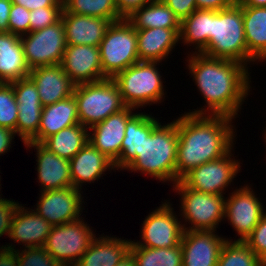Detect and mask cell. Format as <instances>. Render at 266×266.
Masks as SVG:
<instances>
[{
	"label": "cell",
	"mask_w": 266,
	"mask_h": 266,
	"mask_svg": "<svg viewBox=\"0 0 266 266\" xmlns=\"http://www.w3.org/2000/svg\"><path fill=\"white\" fill-rule=\"evenodd\" d=\"M19 202L0 196V237H9L11 220Z\"/></svg>",
	"instance_id": "b9f144b4"
},
{
	"label": "cell",
	"mask_w": 266,
	"mask_h": 266,
	"mask_svg": "<svg viewBox=\"0 0 266 266\" xmlns=\"http://www.w3.org/2000/svg\"><path fill=\"white\" fill-rule=\"evenodd\" d=\"M29 73L20 36L0 30V83L17 81Z\"/></svg>",
	"instance_id": "484cf974"
},
{
	"label": "cell",
	"mask_w": 266,
	"mask_h": 266,
	"mask_svg": "<svg viewBox=\"0 0 266 266\" xmlns=\"http://www.w3.org/2000/svg\"><path fill=\"white\" fill-rule=\"evenodd\" d=\"M136 113L127 121L125 137L121 144V154L114 163L115 169H124L139 154L144 139L148 138L151 132L161 123L158 118L145 112Z\"/></svg>",
	"instance_id": "cb8c5ba5"
},
{
	"label": "cell",
	"mask_w": 266,
	"mask_h": 266,
	"mask_svg": "<svg viewBox=\"0 0 266 266\" xmlns=\"http://www.w3.org/2000/svg\"><path fill=\"white\" fill-rule=\"evenodd\" d=\"M218 231L184 230L181 238L183 266H216L226 240Z\"/></svg>",
	"instance_id": "9a60e30c"
},
{
	"label": "cell",
	"mask_w": 266,
	"mask_h": 266,
	"mask_svg": "<svg viewBox=\"0 0 266 266\" xmlns=\"http://www.w3.org/2000/svg\"><path fill=\"white\" fill-rule=\"evenodd\" d=\"M158 65L160 62L139 61L112 78L126 106L138 111L164 101L167 93Z\"/></svg>",
	"instance_id": "5b68a950"
},
{
	"label": "cell",
	"mask_w": 266,
	"mask_h": 266,
	"mask_svg": "<svg viewBox=\"0 0 266 266\" xmlns=\"http://www.w3.org/2000/svg\"><path fill=\"white\" fill-rule=\"evenodd\" d=\"M242 8L245 40L249 55L258 63L266 61V7Z\"/></svg>",
	"instance_id": "83f0119b"
},
{
	"label": "cell",
	"mask_w": 266,
	"mask_h": 266,
	"mask_svg": "<svg viewBox=\"0 0 266 266\" xmlns=\"http://www.w3.org/2000/svg\"><path fill=\"white\" fill-rule=\"evenodd\" d=\"M17 108L16 135L20 137V141L27 143L38 133L43 105L18 103Z\"/></svg>",
	"instance_id": "d590c367"
},
{
	"label": "cell",
	"mask_w": 266,
	"mask_h": 266,
	"mask_svg": "<svg viewBox=\"0 0 266 266\" xmlns=\"http://www.w3.org/2000/svg\"><path fill=\"white\" fill-rule=\"evenodd\" d=\"M245 241L226 240L216 266H263Z\"/></svg>",
	"instance_id": "e575fe53"
},
{
	"label": "cell",
	"mask_w": 266,
	"mask_h": 266,
	"mask_svg": "<svg viewBox=\"0 0 266 266\" xmlns=\"http://www.w3.org/2000/svg\"><path fill=\"white\" fill-rule=\"evenodd\" d=\"M83 192L73 186L40 192L34 210L52 226L75 221L81 218L87 203Z\"/></svg>",
	"instance_id": "5bb4252c"
},
{
	"label": "cell",
	"mask_w": 266,
	"mask_h": 266,
	"mask_svg": "<svg viewBox=\"0 0 266 266\" xmlns=\"http://www.w3.org/2000/svg\"><path fill=\"white\" fill-rule=\"evenodd\" d=\"M116 266H136L132 253L129 252L127 255H125Z\"/></svg>",
	"instance_id": "f907efd6"
},
{
	"label": "cell",
	"mask_w": 266,
	"mask_h": 266,
	"mask_svg": "<svg viewBox=\"0 0 266 266\" xmlns=\"http://www.w3.org/2000/svg\"><path fill=\"white\" fill-rule=\"evenodd\" d=\"M30 69L61 64L66 49L65 28L60 19L53 25L20 36Z\"/></svg>",
	"instance_id": "8fae6325"
},
{
	"label": "cell",
	"mask_w": 266,
	"mask_h": 266,
	"mask_svg": "<svg viewBox=\"0 0 266 266\" xmlns=\"http://www.w3.org/2000/svg\"><path fill=\"white\" fill-rule=\"evenodd\" d=\"M11 7L12 2L10 0H0V30L6 31Z\"/></svg>",
	"instance_id": "c3c4849f"
},
{
	"label": "cell",
	"mask_w": 266,
	"mask_h": 266,
	"mask_svg": "<svg viewBox=\"0 0 266 266\" xmlns=\"http://www.w3.org/2000/svg\"><path fill=\"white\" fill-rule=\"evenodd\" d=\"M15 136V132L11 129L0 127V156L10 151Z\"/></svg>",
	"instance_id": "7dc6e473"
},
{
	"label": "cell",
	"mask_w": 266,
	"mask_h": 266,
	"mask_svg": "<svg viewBox=\"0 0 266 266\" xmlns=\"http://www.w3.org/2000/svg\"><path fill=\"white\" fill-rule=\"evenodd\" d=\"M73 95L79 123L88 129L126 107L112 78L75 85Z\"/></svg>",
	"instance_id": "52a82bcc"
},
{
	"label": "cell",
	"mask_w": 266,
	"mask_h": 266,
	"mask_svg": "<svg viewBox=\"0 0 266 266\" xmlns=\"http://www.w3.org/2000/svg\"><path fill=\"white\" fill-rule=\"evenodd\" d=\"M188 52L185 66L206 104L187 113L238 118L252 89L250 68L237 61Z\"/></svg>",
	"instance_id": "6da1fadb"
},
{
	"label": "cell",
	"mask_w": 266,
	"mask_h": 266,
	"mask_svg": "<svg viewBox=\"0 0 266 266\" xmlns=\"http://www.w3.org/2000/svg\"><path fill=\"white\" fill-rule=\"evenodd\" d=\"M30 11L25 7L13 4L10 10L6 31L22 36L30 32Z\"/></svg>",
	"instance_id": "f35d334b"
},
{
	"label": "cell",
	"mask_w": 266,
	"mask_h": 266,
	"mask_svg": "<svg viewBox=\"0 0 266 266\" xmlns=\"http://www.w3.org/2000/svg\"><path fill=\"white\" fill-rule=\"evenodd\" d=\"M97 235L74 266H116L130 252L132 240L113 237L111 234Z\"/></svg>",
	"instance_id": "4316f807"
},
{
	"label": "cell",
	"mask_w": 266,
	"mask_h": 266,
	"mask_svg": "<svg viewBox=\"0 0 266 266\" xmlns=\"http://www.w3.org/2000/svg\"><path fill=\"white\" fill-rule=\"evenodd\" d=\"M0 173H1V172H0ZM0 183H1V175H0ZM1 185H2V184H0V191H1ZM1 195H3V194L0 192V196H1Z\"/></svg>",
	"instance_id": "f5cc1de1"
},
{
	"label": "cell",
	"mask_w": 266,
	"mask_h": 266,
	"mask_svg": "<svg viewBox=\"0 0 266 266\" xmlns=\"http://www.w3.org/2000/svg\"><path fill=\"white\" fill-rule=\"evenodd\" d=\"M232 152H234L233 148L223 157L197 166L181 181L188 188L198 192L224 195L242 170L240 168L242 163L235 159L236 156Z\"/></svg>",
	"instance_id": "7c38bea8"
},
{
	"label": "cell",
	"mask_w": 266,
	"mask_h": 266,
	"mask_svg": "<svg viewBox=\"0 0 266 266\" xmlns=\"http://www.w3.org/2000/svg\"><path fill=\"white\" fill-rule=\"evenodd\" d=\"M70 174L72 186L82 191V186L91 184L106 175L108 171H115L114 162L106 155L96 149L89 141L87 144L71 159Z\"/></svg>",
	"instance_id": "ffe728a7"
},
{
	"label": "cell",
	"mask_w": 266,
	"mask_h": 266,
	"mask_svg": "<svg viewBox=\"0 0 266 266\" xmlns=\"http://www.w3.org/2000/svg\"><path fill=\"white\" fill-rule=\"evenodd\" d=\"M84 220L81 216L51 228L43 247L61 266H74L96 238L93 228Z\"/></svg>",
	"instance_id": "9c48e42d"
},
{
	"label": "cell",
	"mask_w": 266,
	"mask_h": 266,
	"mask_svg": "<svg viewBox=\"0 0 266 266\" xmlns=\"http://www.w3.org/2000/svg\"><path fill=\"white\" fill-rule=\"evenodd\" d=\"M24 146L27 150L34 148L36 152L35 169L39 180L37 182L41 186L40 192L72 186L69 160L49 151L41 143L29 141L24 143Z\"/></svg>",
	"instance_id": "ac0fdd59"
},
{
	"label": "cell",
	"mask_w": 266,
	"mask_h": 266,
	"mask_svg": "<svg viewBox=\"0 0 266 266\" xmlns=\"http://www.w3.org/2000/svg\"><path fill=\"white\" fill-rule=\"evenodd\" d=\"M151 0H115L118 12L124 17H128L134 10L141 8Z\"/></svg>",
	"instance_id": "bcb514c9"
},
{
	"label": "cell",
	"mask_w": 266,
	"mask_h": 266,
	"mask_svg": "<svg viewBox=\"0 0 266 266\" xmlns=\"http://www.w3.org/2000/svg\"><path fill=\"white\" fill-rule=\"evenodd\" d=\"M29 77L37 87L43 106L51 105L73 95L75 84L60 64L32 68Z\"/></svg>",
	"instance_id": "44dd1931"
},
{
	"label": "cell",
	"mask_w": 266,
	"mask_h": 266,
	"mask_svg": "<svg viewBox=\"0 0 266 266\" xmlns=\"http://www.w3.org/2000/svg\"><path fill=\"white\" fill-rule=\"evenodd\" d=\"M88 142V128L79 124L64 128L41 144L61 158L71 160Z\"/></svg>",
	"instance_id": "4dcf8cb0"
},
{
	"label": "cell",
	"mask_w": 266,
	"mask_h": 266,
	"mask_svg": "<svg viewBox=\"0 0 266 266\" xmlns=\"http://www.w3.org/2000/svg\"><path fill=\"white\" fill-rule=\"evenodd\" d=\"M172 205L166 199L145 217L140 230L142 240H133L135 246L172 248L181 244L184 229L181 218L176 215Z\"/></svg>",
	"instance_id": "30bf717a"
},
{
	"label": "cell",
	"mask_w": 266,
	"mask_h": 266,
	"mask_svg": "<svg viewBox=\"0 0 266 266\" xmlns=\"http://www.w3.org/2000/svg\"><path fill=\"white\" fill-rule=\"evenodd\" d=\"M178 149L177 118L159 124L144 139L139 154L124 169L131 173L150 176L162 183H176V156Z\"/></svg>",
	"instance_id": "3957f363"
},
{
	"label": "cell",
	"mask_w": 266,
	"mask_h": 266,
	"mask_svg": "<svg viewBox=\"0 0 266 266\" xmlns=\"http://www.w3.org/2000/svg\"><path fill=\"white\" fill-rule=\"evenodd\" d=\"M126 19L135 29H180V20L162 0H151L134 10Z\"/></svg>",
	"instance_id": "f546056e"
},
{
	"label": "cell",
	"mask_w": 266,
	"mask_h": 266,
	"mask_svg": "<svg viewBox=\"0 0 266 266\" xmlns=\"http://www.w3.org/2000/svg\"><path fill=\"white\" fill-rule=\"evenodd\" d=\"M201 53L209 57L237 61L248 65V68L255 63L258 65L247 51L242 8L238 4L212 11V38Z\"/></svg>",
	"instance_id": "277c9868"
},
{
	"label": "cell",
	"mask_w": 266,
	"mask_h": 266,
	"mask_svg": "<svg viewBox=\"0 0 266 266\" xmlns=\"http://www.w3.org/2000/svg\"><path fill=\"white\" fill-rule=\"evenodd\" d=\"M66 0H59V2L64 3Z\"/></svg>",
	"instance_id": "db71d44e"
},
{
	"label": "cell",
	"mask_w": 266,
	"mask_h": 266,
	"mask_svg": "<svg viewBox=\"0 0 266 266\" xmlns=\"http://www.w3.org/2000/svg\"><path fill=\"white\" fill-rule=\"evenodd\" d=\"M99 50L103 75L113 78L117 73L139 62L137 30L126 18L112 22Z\"/></svg>",
	"instance_id": "ba28073f"
},
{
	"label": "cell",
	"mask_w": 266,
	"mask_h": 266,
	"mask_svg": "<svg viewBox=\"0 0 266 266\" xmlns=\"http://www.w3.org/2000/svg\"><path fill=\"white\" fill-rule=\"evenodd\" d=\"M135 110L126 106L88 129V141L114 163L121 154L126 123L135 114Z\"/></svg>",
	"instance_id": "e0dca14e"
},
{
	"label": "cell",
	"mask_w": 266,
	"mask_h": 266,
	"mask_svg": "<svg viewBox=\"0 0 266 266\" xmlns=\"http://www.w3.org/2000/svg\"><path fill=\"white\" fill-rule=\"evenodd\" d=\"M137 30L139 61L162 62L180 43V29L148 28ZM174 48V49H173Z\"/></svg>",
	"instance_id": "603a6c76"
},
{
	"label": "cell",
	"mask_w": 266,
	"mask_h": 266,
	"mask_svg": "<svg viewBox=\"0 0 266 266\" xmlns=\"http://www.w3.org/2000/svg\"><path fill=\"white\" fill-rule=\"evenodd\" d=\"M130 252L136 266H183L181 244L172 248H149L131 242Z\"/></svg>",
	"instance_id": "d6a6232c"
},
{
	"label": "cell",
	"mask_w": 266,
	"mask_h": 266,
	"mask_svg": "<svg viewBox=\"0 0 266 266\" xmlns=\"http://www.w3.org/2000/svg\"><path fill=\"white\" fill-rule=\"evenodd\" d=\"M244 241L266 263V213Z\"/></svg>",
	"instance_id": "60d3db41"
},
{
	"label": "cell",
	"mask_w": 266,
	"mask_h": 266,
	"mask_svg": "<svg viewBox=\"0 0 266 266\" xmlns=\"http://www.w3.org/2000/svg\"><path fill=\"white\" fill-rule=\"evenodd\" d=\"M60 65L75 85L106 79L97 46L67 45Z\"/></svg>",
	"instance_id": "2e32d148"
},
{
	"label": "cell",
	"mask_w": 266,
	"mask_h": 266,
	"mask_svg": "<svg viewBox=\"0 0 266 266\" xmlns=\"http://www.w3.org/2000/svg\"><path fill=\"white\" fill-rule=\"evenodd\" d=\"M180 195L179 214L184 230L217 231L224 221L225 196L202 193L188 188L181 180L172 185ZM188 222V223H187Z\"/></svg>",
	"instance_id": "8992f818"
},
{
	"label": "cell",
	"mask_w": 266,
	"mask_h": 266,
	"mask_svg": "<svg viewBox=\"0 0 266 266\" xmlns=\"http://www.w3.org/2000/svg\"><path fill=\"white\" fill-rule=\"evenodd\" d=\"M253 191L252 184L236 187L225 198L224 219L237 233L238 239L244 241L266 213L262 200Z\"/></svg>",
	"instance_id": "4fadbf2b"
},
{
	"label": "cell",
	"mask_w": 266,
	"mask_h": 266,
	"mask_svg": "<svg viewBox=\"0 0 266 266\" xmlns=\"http://www.w3.org/2000/svg\"><path fill=\"white\" fill-rule=\"evenodd\" d=\"M239 6L266 7V0H237Z\"/></svg>",
	"instance_id": "681fc988"
},
{
	"label": "cell",
	"mask_w": 266,
	"mask_h": 266,
	"mask_svg": "<svg viewBox=\"0 0 266 266\" xmlns=\"http://www.w3.org/2000/svg\"><path fill=\"white\" fill-rule=\"evenodd\" d=\"M79 124L77 101L74 95L43 106L37 135L31 142L42 143L60 130Z\"/></svg>",
	"instance_id": "d4e9b609"
},
{
	"label": "cell",
	"mask_w": 266,
	"mask_h": 266,
	"mask_svg": "<svg viewBox=\"0 0 266 266\" xmlns=\"http://www.w3.org/2000/svg\"><path fill=\"white\" fill-rule=\"evenodd\" d=\"M63 10L77 15L100 17L111 22L124 18L118 12L115 0H66Z\"/></svg>",
	"instance_id": "836d02e7"
},
{
	"label": "cell",
	"mask_w": 266,
	"mask_h": 266,
	"mask_svg": "<svg viewBox=\"0 0 266 266\" xmlns=\"http://www.w3.org/2000/svg\"><path fill=\"white\" fill-rule=\"evenodd\" d=\"M61 19L65 28L67 45H90L99 47L107 28L108 19L77 15L62 11Z\"/></svg>",
	"instance_id": "7402d4cb"
},
{
	"label": "cell",
	"mask_w": 266,
	"mask_h": 266,
	"mask_svg": "<svg viewBox=\"0 0 266 266\" xmlns=\"http://www.w3.org/2000/svg\"><path fill=\"white\" fill-rule=\"evenodd\" d=\"M212 38V10L196 9L180 23L179 40L192 47L194 53H201ZM193 45V46H192Z\"/></svg>",
	"instance_id": "f1b7e54d"
},
{
	"label": "cell",
	"mask_w": 266,
	"mask_h": 266,
	"mask_svg": "<svg viewBox=\"0 0 266 266\" xmlns=\"http://www.w3.org/2000/svg\"><path fill=\"white\" fill-rule=\"evenodd\" d=\"M263 131H264V132H263V133H264V134H263V135H264V136H263V137H264L263 140H264V142L266 143V127H265V130H263Z\"/></svg>",
	"instance_id": "816d5d0a"
},
{
	"label": "cell",
	"mask_w": 266,
	"mask_h": 266,
	"mask_svg": "<svg viewBox=\"0 0 266 266\" xmlns=\"http://www.w3.org/2000/svg\"><path fill=\"white\" fill-rule=\"evenodd\" d=\"M237 4V0H196V7L200 10L219 11Z\"/></svg>",
	"instance_id": "ee69618b"
},
{
	"label": "cell",
	"mask_w": 266,
	"mask_h": 266,
	"mask_svg": "<svg viewBox=\"0 0 266 266\" xmlns=\"http://www.w3.org/2000/svg\"><path fill=\"white\" fill-rule=\"evenodd\" d=\"M13 4H18L29 11L36 10L40 7H63L59 0H10Z\"/></svg>",
	"instance_id": "f6af8a7d"
},
{
	"label": "cell",
	"mask_w": 266,
	"mask_h": 266,
	"mask_svg": "<svg viewBox=\"0 0 266 266\" xmlns=\"http://www.w3.org/2000/svg\"><path fill=\"white\" fill-rule=\"evenodd\" d=\"M13 243L0 246V266H61L42 247L16 249Z\"/></svg>",
	"instance_id": "1f68e13d"
},
{
	"label": "cell",
	"mask_w": 266,
	"mask_h": 266,
	"mask_svg": "<svg viewBox=\"0 0 266 266\" xmlns=\"http://www.w3.org/2000/svg\"><path fill=\"white\" fill-rule=\"evenodd\" d=\"M53 226L34 209L18 204L11 220L9 238L24 248L42 247Z\"/></svg>",
	"instance_id": "d6986e66"
},
{
	"label": "cell",
	"mask_w": 266,
	"mask_h": 266,
	"mask_svg": "<svg viewBox=\"0 0 266 266\" xmlns=\"http://www.w3.org/2000/svg\"><path fill=\"white\" fill-rule=\"evenodd\" d=\"M175 14L180 22L193 13L196 7V0H162Z\"/></svg>",
	"instance_id": "7bdbcfd3"
},
{
	"label": "cell",
	"mask_w": 266,
	"mask_h": 266,
	"mask_svg": "<svg viewBox=\"0 0 266 266\" xmlns=\"http://www.w3.org/2000/svg\"><path fill=\"white\" fill-rule=\"evenodd\" d=\"M177 118L176 182L192 169L217 160L234 148L236 120L226 115L182 113Z\"/></svg>",
	"instance_id": "7a4b0ae2"
},
{
	"label": "cell",
	"mask_w": 266,
	"mask_h": 266,
	"mask_svg": "<svg viewBox=\"0 0 266 266\" xmlns=\"http://www.w3.org/2000/svg\"><path fill=\"white\" fill-rule=\"evenodd\" d=\"M63 7H40L30 11V32L53 25L61 19Z\"/></svg>",
	"instance_id": "74e56055"
},
{
	"label": "cell",
	"mask_w": 266,
	"mask_h": 266,
	"mask_svg": "<svg viewBox=\"0 0 266 266\" xmlns=\"http://www.w3.org/2000/svg\"><path fill=\"white\" fill-rule=\"evenodd\" d=\"M17 106L13 85L0 83V127L11 129L15 134L18 119Z\"/></svg>",
	"instance_id": "8d00e7d4"
},
{
	"label": "cell",
	"mask_w": 266,
	"mask_h": 266,
	"mask_svg": "<svg viewBox=\"0 0 266 266\" xmlns=\"http://www.w3.org/2000/svg\"><path fill=\"white\" fill-rule=\"evenodd\" d=\"M11 84L17 103L41 104L37 87L29 76Z\"/></svg>",
	"instance_id": "ab89813d"
}]
</instances>
